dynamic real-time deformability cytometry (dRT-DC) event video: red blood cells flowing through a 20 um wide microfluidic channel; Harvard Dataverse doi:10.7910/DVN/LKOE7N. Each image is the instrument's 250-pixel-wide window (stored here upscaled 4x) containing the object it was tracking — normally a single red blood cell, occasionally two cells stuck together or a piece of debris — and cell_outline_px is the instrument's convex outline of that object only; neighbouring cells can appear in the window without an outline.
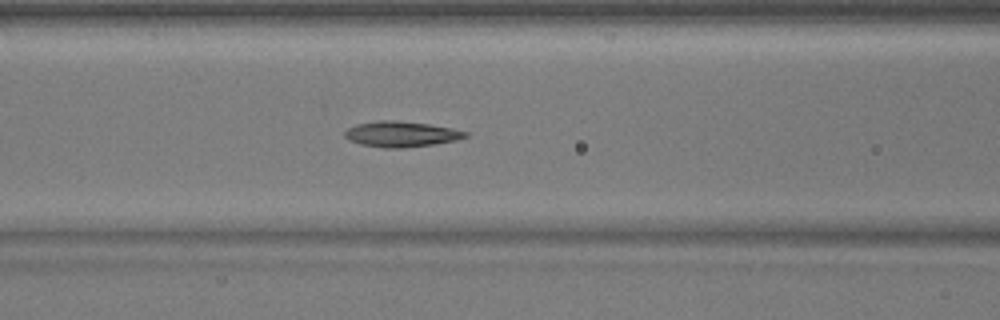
{"species": "common noctule bat (a hibernating species)", "species_latin": "Nyctalus noctula", "temperature_condition": "warm", "stored_images_in_passage": 52, "camera_frame_rate_fps": 3000, "um_per_image_px": 0.085, "animal": {"sex": "male", "body_mass_g": 17.9}, "frame": {"image": 1, "passage_image": 22, "time_ms": 7.0, "image_size_px": [1000, 320], "cell_outline_px": [[468, 136], [456, 140], [432, 144], [400, 148], [384, 148], [360, 144], [348, 140], [344, 136], [344, 132], [348, 128], [356, 124], [376, 120], [396, 120], [428, 124], [452, 128], [468, 132]], "centroid_in_image_um": [34.06, 11.39], "position_along_channel_um": 132.5, "area_um2": 17.98}}
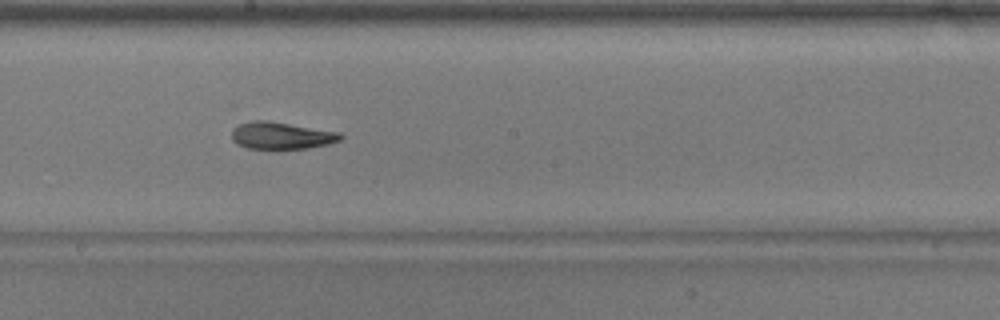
{"frame": {"image": 2, "passage_image": 29, "time_ms": 9.333, "image_size_px": [1000, 320], "cell_outline_px": [[344, 136], [340, 140], [328, 144], [308, 148], [276, 152], [248, 148], [236, 144], [232, 140], [232, 128], [240, 124], [252, 120], [268, 120], [340, 132]], "centroid_in_image_um": [23.89, 11.57], "position_along_channel_um": 224.3, "area_um2": 18.03}}
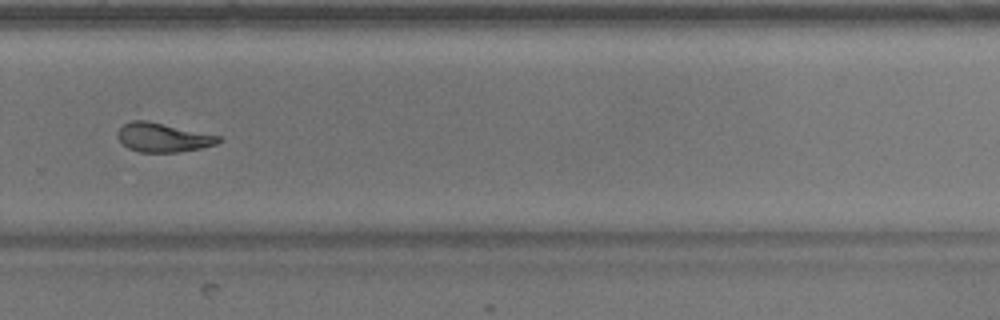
{"frame": {"image": 3, "passage_image": 36, "time_ms": 11.667, "image_size_px": [1000, 320], "cell_outline_px": [[224, 140], [216, 144], [200, 148], [180, 152], [140, 152], [128, 148], [116, 136], [116, 132], [124, 124], [132, 120], [144, 120], [220, 136]], "centroid_in_image_um": [13.84, 11.69], "position_along_channel_um": 316.0, "area_um2": 16.88}}